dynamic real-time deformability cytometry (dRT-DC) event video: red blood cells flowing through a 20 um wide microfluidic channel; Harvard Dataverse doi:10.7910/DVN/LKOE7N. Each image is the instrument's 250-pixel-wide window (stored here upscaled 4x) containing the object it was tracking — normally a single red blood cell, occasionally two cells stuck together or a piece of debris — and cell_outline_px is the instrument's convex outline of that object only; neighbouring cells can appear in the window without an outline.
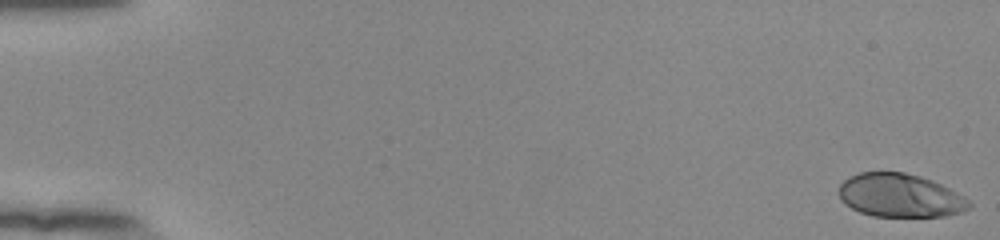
{"species": "human", "species_latin": "Homo sapiens", "temperature_condition": "room temperature", "stored_images_in_passage": 25, "camera_frame_rate_fps": 3000, "um_per_image_px": 0.085, "donor": {"sex": "female"}, "frame": {"image": 1, "passage_image": 1, "time_ms": 0.0, "image_size_px": [1000, 240], "cell_outline_px": [[972, 208], [960, 212], [944, 216], [872, 216], [860, 212], [844, 204], [840, 200], [840, 184], [844, 180], [860, 172], [904, 172], [920, 176], [932, 180], [964, 196], [972, 204]], "centroid_in_image_um": [76.51, 16.62], "position_along_channel_um": 8.5, "area_um2": 32.89}}
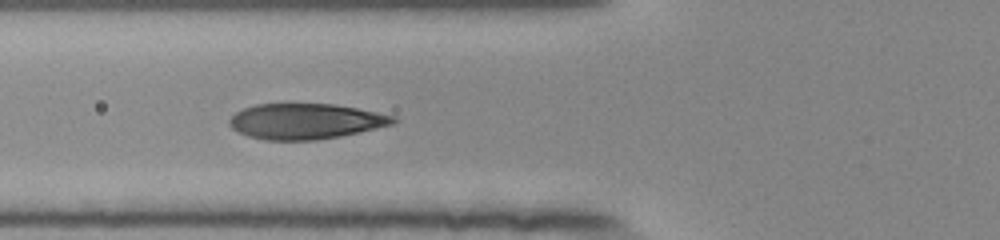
{"frame": {"image": 2, "passage_image": 22, "time_ms": 7.0, "image_size_px": [1000, 240], "cell_outline_px": [[400, 120], [392, 124], [360, 132], [340, 136], [316, 140], [264, 140], [248, 136], [232, 128], [228, 124], [228, 120], [236, 112], [244, 108], [256, 104], [332, 104], [356, 108], [396, 116]], "centroid_in_image_um": [25.97, 10.31], "position_along_channel_um": 99.8, "area_um2": 33.87}}
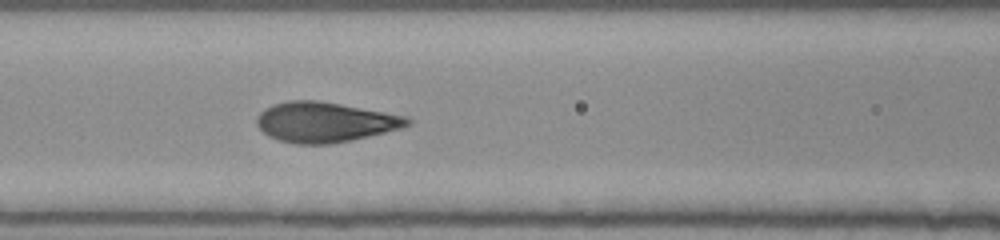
{"frame": {"image": 3, "passage_image": 25, "time_ms": 8.0, "image_size_px": [1000, 240], "cell_outline_px": [[412, 124], [404, 128], [352, 140], [328, 144], [296, 144], [280, 140], [268, 136], [256, 124], [256, 116], [264, 108], [272, 104], [288, 100], [320, 100], [408, 116], [412, 120]], "centroid_in_image_um": [27.64, 10.37], "position_along_channel_um": 139.0, "area_um2": 35.6}}